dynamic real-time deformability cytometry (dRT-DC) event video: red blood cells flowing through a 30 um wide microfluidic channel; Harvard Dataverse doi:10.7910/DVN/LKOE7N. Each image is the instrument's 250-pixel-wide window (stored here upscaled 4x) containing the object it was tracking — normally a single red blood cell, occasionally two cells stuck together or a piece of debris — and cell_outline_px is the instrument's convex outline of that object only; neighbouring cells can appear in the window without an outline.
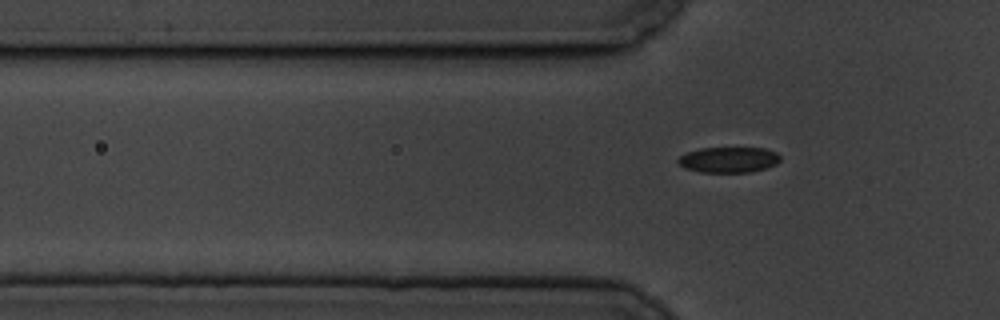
{"species": "common noctule bat (a hibernating species)", "species_latin": "Nyctalus noctula", "temperature_condition": "cold", "stored_images_in_passage": 2, "camera_frame_rate_fps": 3000, "um_per_image_px": 0.085, "animal": {"sex": "male", "body_mass_g": 19.5, "forearm_length_mm": 54.6}, "frame": {"image": 1, "passage_image": 2, "time_ms": 1.667, "image_size_px": [1000, 320], "cell_outline_px": [[780, 160], [776, 164], [764, 168], [748, 172], [700, 172], [684, 168], [676, 160], [680, 156], [688, 152], [700, 148], [764, 148], [776, 152], [780, 156]], "centroid_in_image_um": [61.92, 13.57], "position_along_channel_um": 63.9, "area_um2": 15.14}}